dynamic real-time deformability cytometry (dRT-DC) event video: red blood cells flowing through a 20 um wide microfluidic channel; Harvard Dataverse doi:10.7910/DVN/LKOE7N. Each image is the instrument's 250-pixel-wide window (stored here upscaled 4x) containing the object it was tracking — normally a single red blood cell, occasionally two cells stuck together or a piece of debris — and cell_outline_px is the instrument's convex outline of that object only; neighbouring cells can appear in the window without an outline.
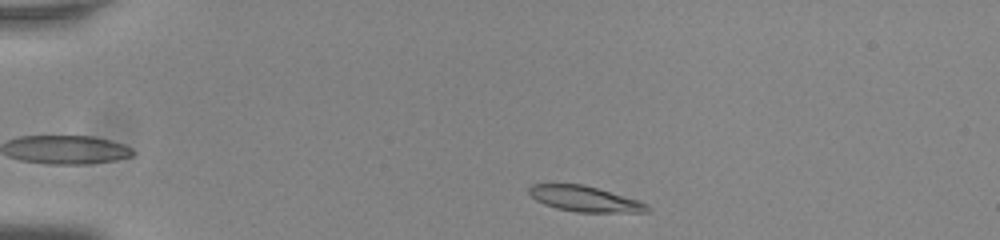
{"species": "common noctule bat (a hibernating species)", "species_latin": "Nyctalus noctula", "temperature_condition": "room temperature", "stored_images_in_passage": 46, "camera_frame_rate_fps": 3000, "um_per_image_px": 0.085, "animal": {"sex": "male", "body_mass_g": 20.0, "forearm_length_mm": 53.3}, "frame": {"image": 1, "passage_image": 3, "time_ms": 0.667, "image_size_px": [1000, 240], "cell_outline_px": [[652, 208], [648, 212], [576, 212], [556, 208], [544, 204], [536, 200], [528, 192], [528, 188], [532, 184], [584, 184], [636, 200], [648, 204]], "centroid_in_image_um": [49.69, 16.91], "position_along_channel_um": 35.3, "area_um2": 17.46}}
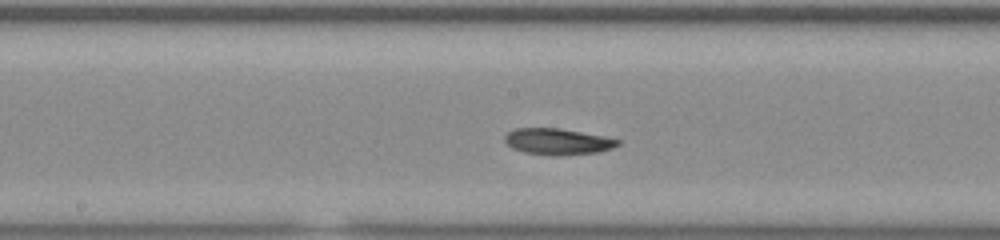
{"frame": {"image": 2, "passage_image": 21, "time_ms": 6.667, "image_size_px": [1000, 240], "cell_outline_px": [[620, 144], [612, 148], [596, 152], [560, 156], [552, 156], [524, 152], [512, 148], [504, 140], [504, 136], [508, 132], [516, 128], [560, 128], [620, 140]], "centroid_in_image_um": [47.36, 12.04], "position_along_channel_um": 200.8, "area_um2": 17.17}}
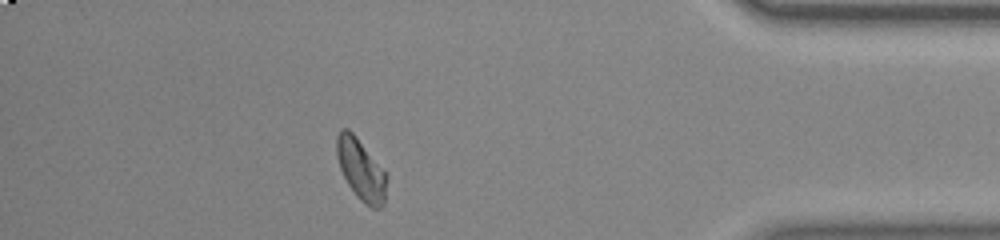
{"frame": {"image": 3, "passage_image": 40, "time_ms": 13.0, "image_size_px": [1000, 240], "cell_outline_px": [[388, 176], [384, 204], [380, 208], [372, 208], [364, 204], [356, 196], [348, 184], [340, 168], [336, 156], [336, 136], [340, 128], [348, 128], [356, 136]], "centroid_in_image_um": [30.67, 14.42], "position_along_channel_um": 404.5, "area_um2": 17.86}, "authors_computed_cell_mechanics": {"area_um2": 17.3689, "velocity_mm_per_s": 3.7692, "shape_relaxation_time_tau1_ms": null, "shape_relaxation_time_tau2_ms": 2.897, "deformation_change_tau1": null, "deformation_change_tau2": 0.0769}}